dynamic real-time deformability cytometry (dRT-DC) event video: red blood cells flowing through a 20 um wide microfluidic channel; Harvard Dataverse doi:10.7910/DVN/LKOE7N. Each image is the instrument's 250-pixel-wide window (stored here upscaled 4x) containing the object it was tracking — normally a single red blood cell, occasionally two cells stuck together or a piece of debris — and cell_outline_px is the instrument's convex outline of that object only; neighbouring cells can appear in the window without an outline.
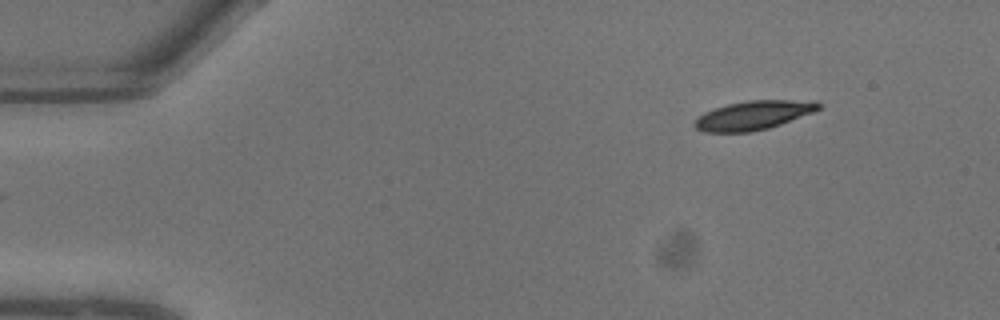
{"species": "common noctule bat (a hibernating species)", "species_latin": "Nyctalus noctula", "temperature_condition": "warm", "stored_images_in_passage": 2, "camera_frame_rate_fps": 3000, "um_per_image_px": 0.085, "animal": {"sex": "male", "body_mass_g": 13.3}, "frame": {"image": 1, "passage_image": 2, "time_ms": 0.333, "image_size_px": [1000, 320], "cell_outline_px": [[820, 108], [812, 112], [780, 124], [768, 128], [748, 132], [704, 132], [696, 128], [692, 124], [704, 112], [728, 104], [748, 100], [816, 100], [820, 104]], "centroid_in_image_um": [64.03, 9.79], "position_along_channel_um": 21.0, "area_um2": 20.69}}